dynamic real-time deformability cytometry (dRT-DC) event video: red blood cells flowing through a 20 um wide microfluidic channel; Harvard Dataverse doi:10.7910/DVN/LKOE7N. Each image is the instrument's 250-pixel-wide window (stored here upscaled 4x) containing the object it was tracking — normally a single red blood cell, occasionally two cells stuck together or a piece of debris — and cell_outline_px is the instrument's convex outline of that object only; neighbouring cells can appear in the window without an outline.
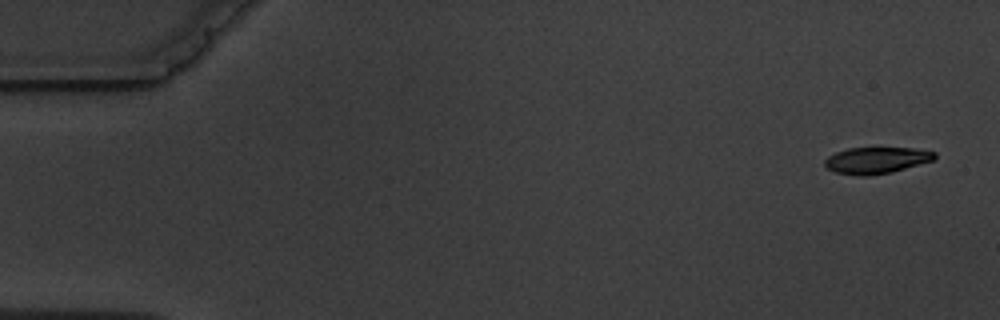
{"species": "common noctule bat (a hibernating species)", "species_latin": "Nyctalus noctula", "temperature_condition": "warm", "stored_images_in_passage": 4, "camera_frame_rate_fps": 3000, "um_per_image_px": 0.085, "animal": {"sex": "male", "body_mass_g": 19.5, "forearm_length_mm": 54.6}, "frame": {"image": 1, "passage_image": 1, "time_ms": 0.0, "image_size_px": [1000, 320], "cell_outline_px": [[936, 156], [932, 160], [892, 172], [868, 176], [860, 176], [836, 172], [828, 168], [824, 164], [824, 160], [828, 156], [836, 152], [848, 148], [912, 148], [936, 152]], "centroid_in_image_um": [74.47, 13.62], "position_along_channel_um": 10.5, "area_um2": 16.76}}
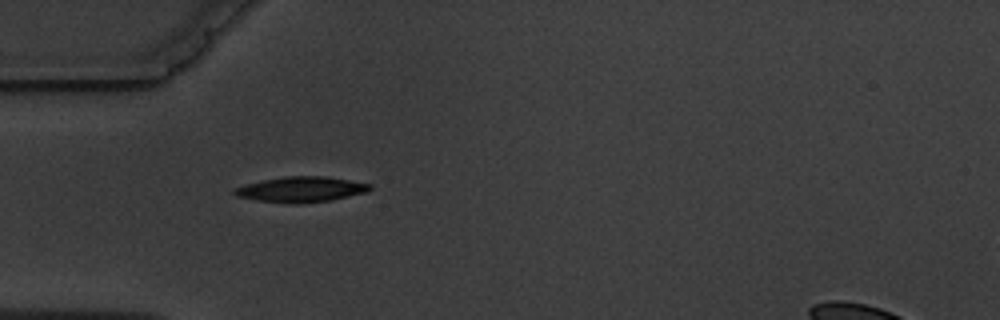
{"frame": {"image": 2, "passage_image": 4, "time_ms": 5.0, "image_size_px": [1000, 320], "cell_outline_px": [[372, 188], [368, 192], [328, 200], [296, 204], [292, 204], [256, 200], [236, 196], [232, 192], [232, 188], [244, 184], [284, 176], [324, 176], [372, 184]], "centroid_in_image_um": [25.55, 16.09], "position_along_channel_um": 59.5, "area_um2": 20.06}}